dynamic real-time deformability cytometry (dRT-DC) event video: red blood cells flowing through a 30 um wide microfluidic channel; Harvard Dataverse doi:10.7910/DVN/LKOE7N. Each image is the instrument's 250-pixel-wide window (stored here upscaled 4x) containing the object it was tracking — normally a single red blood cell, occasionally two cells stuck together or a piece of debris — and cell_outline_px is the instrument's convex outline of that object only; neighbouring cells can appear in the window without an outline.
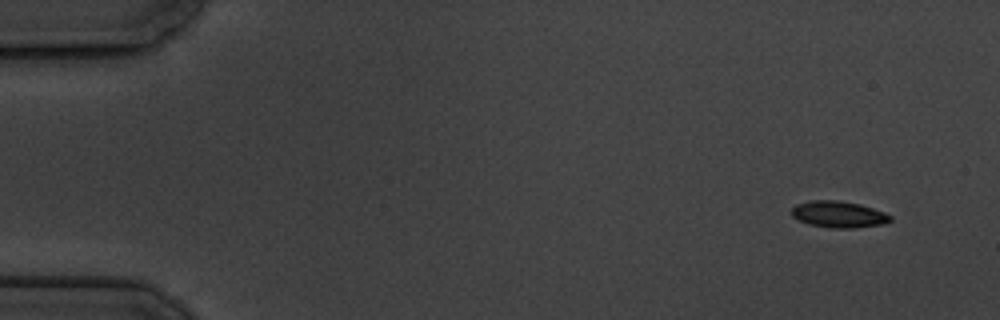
{"species": "common noctule bat (a hibernating species)", "species_latin": "Nyctalus noctula", "temperature_condition": "cold", "stored_images_in_passage": 6, "camera_frame_rate_fps": 3000, "um_per_image_px": 0.085, "animal": {"sex": "male", "body_mass_g": 19.5, "forearm_length_mm": 54.6}, "frame": {"image": 1, "passage_image": 1, "time_ms": 0.0, "image_size_px": [1000, 320], "cell_outline_px": [[892, 220], [884, 224], [856, 228], [828, 228], [808, 224], [792, 216], [792, 208], [796, 204], [812, 200], [840, 200], [860, 204], [884, 212], [892, 216]], "centroid_in_image_um": [71.3, 18.22], "position_along_channel_um": 13.7, "area_um2": 15.37}}
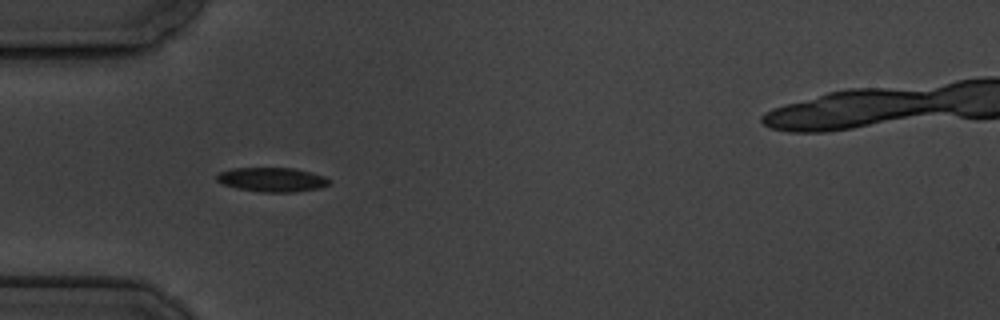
{"frame": {"image": 2, "passage_image": 5, "time_ms": 4.667, "image_size_px": [1000, 320], "cell_outline_px": [[332, 184], [320, 188], [292, 192], [260, 192], [236, 188], [224, 184], [216, 180], [216, 176], [220, 172], [232, 168], [296, 168], [312, 172], [324, 176], [332, 180]], "centroid_in_image_um": [23.18, 15.26], "position_along_channel_um": 61.8, "area_um2": 16.07}}